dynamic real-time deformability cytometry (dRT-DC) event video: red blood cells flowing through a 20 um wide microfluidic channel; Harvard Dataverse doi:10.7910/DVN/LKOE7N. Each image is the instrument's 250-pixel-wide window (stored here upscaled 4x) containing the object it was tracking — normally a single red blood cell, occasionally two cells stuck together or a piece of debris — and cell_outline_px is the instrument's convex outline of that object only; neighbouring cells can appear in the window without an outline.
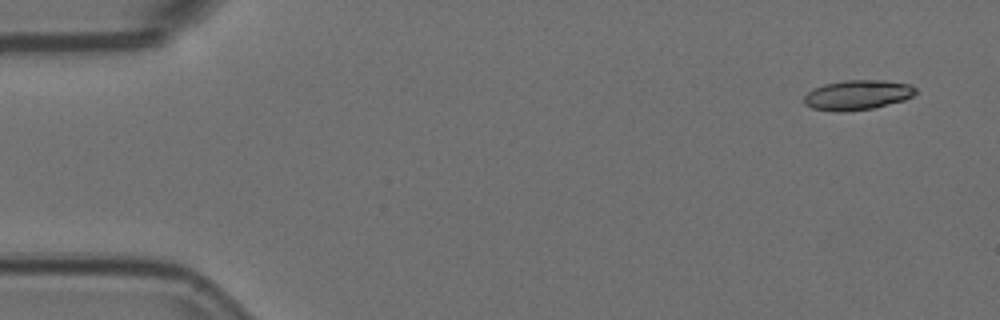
{"species": "Egyptian fruit bat (a non-hibernating species)", "species_latin": "Rousettus aegyptiacus", "temperature_condition": "room temperature", "stored_images_in_passage": 6, "camera_frame_rate_fps": 3000, "um_per_image_px": 0.085, "animal": {"sex": "female"}, "frame": {"image": 1, "passage_image": 1, "time_ms": 0.0, "image_size_px": [1000, 320], "cell_outline_px": [[916, 92], [912, 96], [904, 100], [872, 108], [840, 112], [836, 112], [812, 108], [804, 104], [804, 96], [812, 88], [824, 84], [844, 80], [884, 80], [912, 84], [916, 88]], "centroid_in_image_um": [72.87, 8.06], "position_along_channel_um": 12.1, "area_um2": 19.48}}
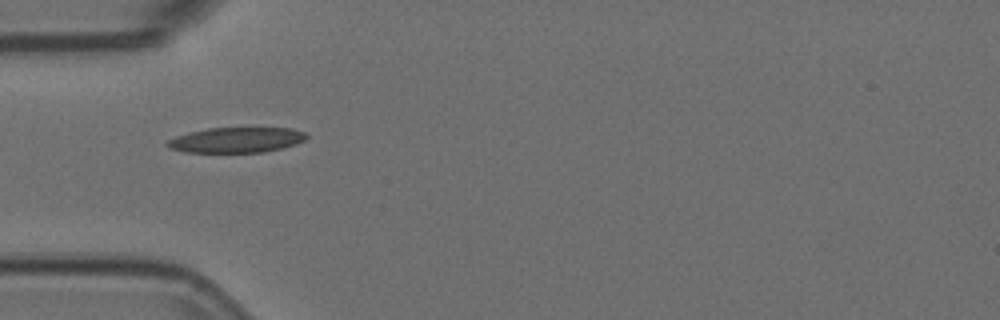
{"frame": {"image": 2, "passage_image": 5, "time_ms": 1.333, "image_size_px": [1000, 320], "cell_outline_px": [[308, 136], [304, 140], [296, 144], [264, 152], [184, 152], [168, 148], [164, 144], [168, 140], [176, 136], [188, 132], [208, 128], [292, 128], [308, 132]], "centroid_in_image_um": [20.08, 11.89], "position_along_channel_um": 64.9, "area_um2": 20.63}}
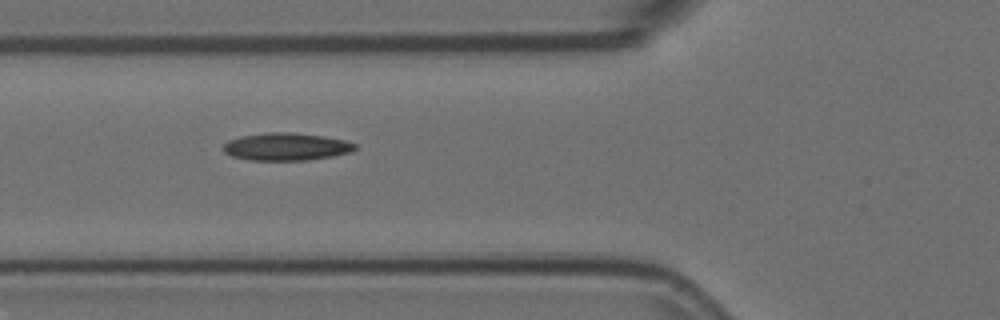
{"frame": {"image": 3, "passage_image": 6, "time_ms": 1.667, "image_size_px": [1000, 320], "cell_outline_px": [[360, 148], [352, 152], [332, 156], [308, 160], [248, 160], [232, 156], [224, 152], [224, 144], [228, 140], [240, 136], [268, 132], [292, 132], [324, 136], [344, 140], [356, 144]], "centroid_in_image_um": [24.36, 12.46], "position_along_channel_um": 101.4, "area_um2": 21.33}}